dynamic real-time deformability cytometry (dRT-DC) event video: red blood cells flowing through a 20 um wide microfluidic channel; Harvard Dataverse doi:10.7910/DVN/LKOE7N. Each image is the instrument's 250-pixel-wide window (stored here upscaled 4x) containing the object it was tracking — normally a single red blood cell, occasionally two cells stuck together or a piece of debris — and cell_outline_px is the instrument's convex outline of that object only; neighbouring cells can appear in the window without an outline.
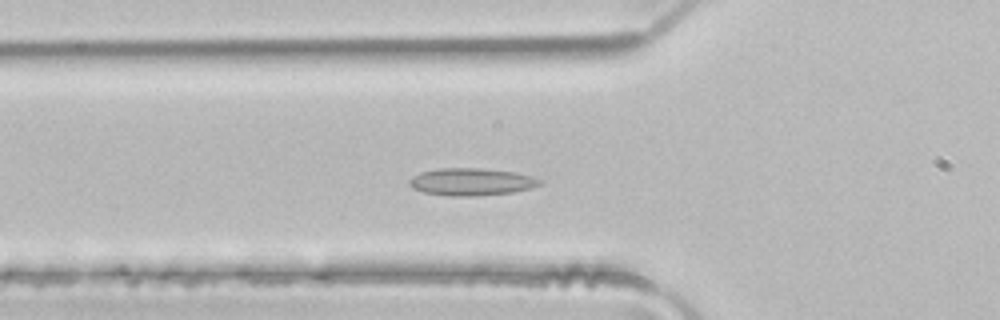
{"species": "common noctule bat (a hibernating species)", "species_latin": "Nyctalus noctula", "temperature_condition": "room temperature", "stored_images_in_passage": 48, "camera_frame_rate_fps": 3000, "um_per_image_px": 0.085, "animal": {"sex": "male", "body_mass_g": 21.5, "forearm_length_mm": 52.0}, "frame": {"image": 1, "passage_image": 16, "time_ms": 5.0, "image_size_px": [1000, 320], "cell_outline_px": [[540, 184], [532, 188], [512, 192], [472, 196], [448, 196], [424, 192], [412, 188], [408, 184], [408, 180], [412, 176], [420, 172], [440, 168], [480, 168], [512, 172], [532, 176], [540, 180]], "centroid_in_image_um": [40.01, 15.45], "position_along_channel_um": 85.8, "area_um2": 20.69}}
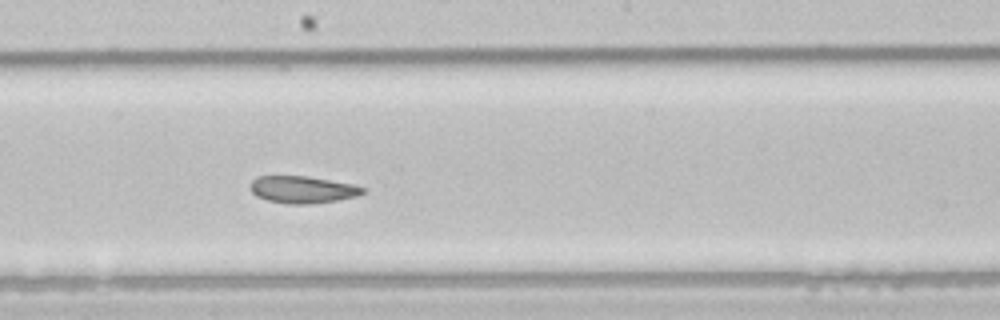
{"frame": {"image": 2, "passage_image": 26, "time_ms": 8.333, "image_size_px": [1000, 320], "cell_outline_px": [[364, 192], [356, 196], [336, 200], [308, 204], [288, 204], [268, 200], [256, 196], [252, 192], [252, 180], [256, 176], [308, 176], [352, 184], [364, 188]], "centroid_in_image_um": [25.69, 16.11], "position_along_channel_um": 222.5, "area_um2": 17.51}}
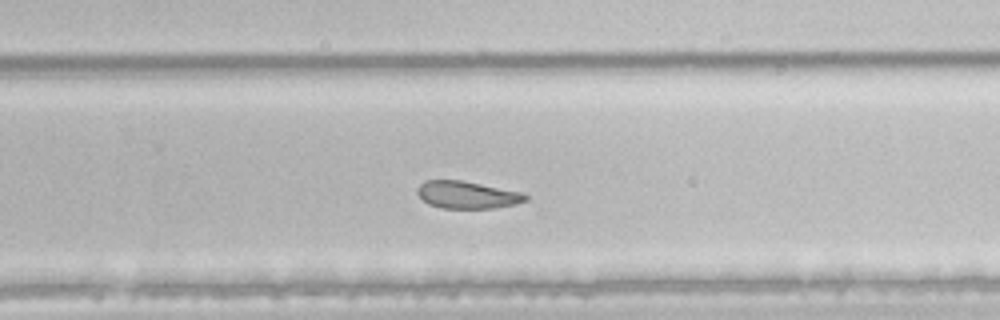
{"frame": {"image": 3, "passage_image": 31, "time_ms": 10.0, "image_size_px": [1000, 320], "cell_outline_px": [[528, 200], [516, 204], [496, 208], [440, 208], [428, 204], [416, 192], [416, 188], [424, 180], [460, 180], [524, 192], [528, 196]], "centroid_in_image_um": [39.73, 16.56], "position_along_channel_um": 290.1, "area_um2": 17.4}, "authors_computed_cell_mechanics": {"area_um2": 21.6172, "velocity_mm_per_s": 4.0907, "shape_relaxation_time_tau1_ms": 4.5494, "shape_relaxation_time_tau2_ms": 2.0883, "deformation_change_tau1": 0.1131, "deformation_change_tau2": 0.0669}}